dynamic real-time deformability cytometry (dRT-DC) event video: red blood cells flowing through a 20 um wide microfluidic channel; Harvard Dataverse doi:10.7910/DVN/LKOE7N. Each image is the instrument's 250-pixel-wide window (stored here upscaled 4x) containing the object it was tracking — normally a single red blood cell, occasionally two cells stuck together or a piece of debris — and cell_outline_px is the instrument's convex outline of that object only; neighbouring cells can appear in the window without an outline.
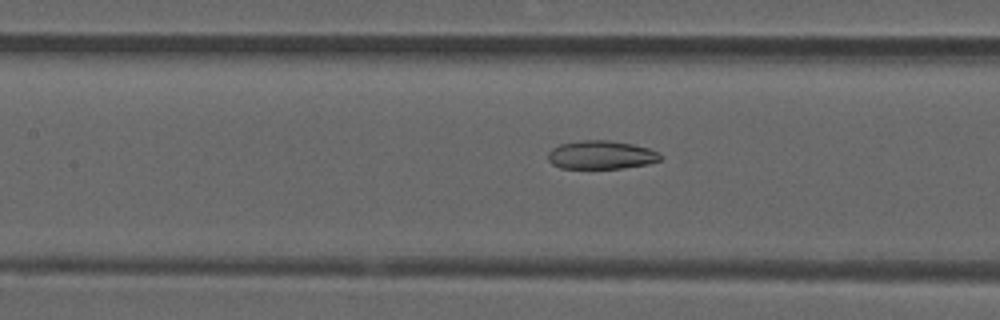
{"species": "common noctule bat (a hibernating species)", "species_latin": "Nyctalus noctula", "temperature_condition": "room temperature", "stored_images_in_passage": 53, "camera_frame_rate_fps": 3000, "um_per_image_px": 0.085, "animal": {"sex": "male", "forearm_length_mm": 52.5}, "frame": {"image": 1, "passage_image": 24, "time_ms": 7.667, "image_size_px": [1000, 320], "cell_outline_px": [[664, 156], [660, 160], [648, 164], [620, 168], [560, 168], [552, 164], [548, 160], [548, 152], [552, 148], [560, 144], [584, 140], [608, 140], [632, 144], [648, 148], [660, 152]], "centroid_in_image_um": [51.11, 13.17], "position_along_channel_um": 156.3, "area_um2": 18.67}}
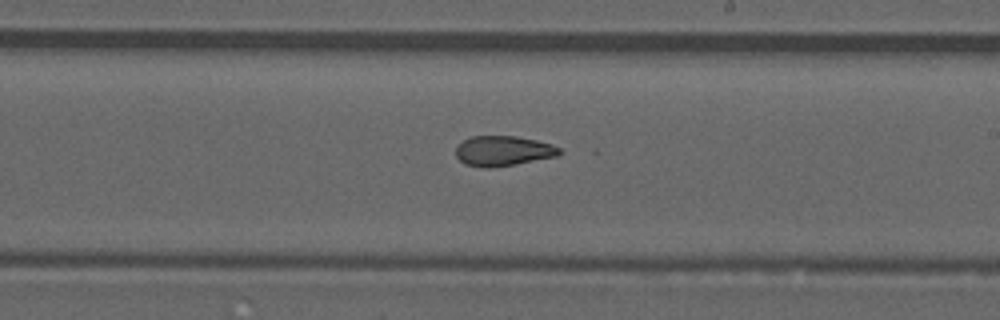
{"frame": {"image": 2, "passage_image": 31, "time_ms": 10.0, "image_size_px": [1000, 320], "cell_outline_px": [[564, 152], [560, 156], [516, 164], [492, 168], [484, 168], [464, 164], [456, 156], [456, 148], [464, 140], [472, 136], [516, 136], [536, 140], [552, 144], [560, 148]], "centroid_in_image_um": [42.82, 12.84], "position_along_channel_um": 246.2, "area_um2": 18.38}}
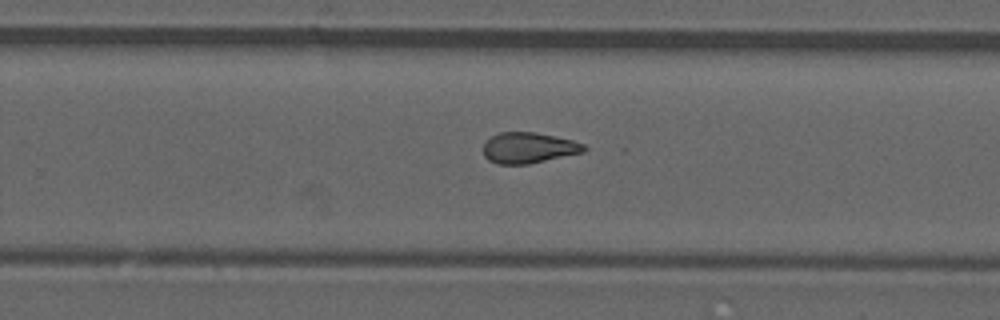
{"frame": {"image": 3, "passage_image": 34, "time_ms": 11.0, "image_size_px": [1000, 320], "cell_outline_px": [[588, 148], [584, 152], [528, 164], [496, 164], [488, 160], [484, 156], [484, 140], [500, 132], [536, 132], [556, 136], [572, 140], [584, 144]], "centroid_in_image_um": [44.92, 12.56], "position_along_channel_um": 284.9, "area_um2": 18.21}, "authors_computed_cell_mechanics": {"area_um2": 18.6694, "velocity_mm_per_s": 3.8782, "shape_relaxation_time_tau1_ms": null, "shape_relaxation_time_tau2_ms": 3.3376, "deformation_change_tau1": null, "deformation_change_tau2": 0.1079}}